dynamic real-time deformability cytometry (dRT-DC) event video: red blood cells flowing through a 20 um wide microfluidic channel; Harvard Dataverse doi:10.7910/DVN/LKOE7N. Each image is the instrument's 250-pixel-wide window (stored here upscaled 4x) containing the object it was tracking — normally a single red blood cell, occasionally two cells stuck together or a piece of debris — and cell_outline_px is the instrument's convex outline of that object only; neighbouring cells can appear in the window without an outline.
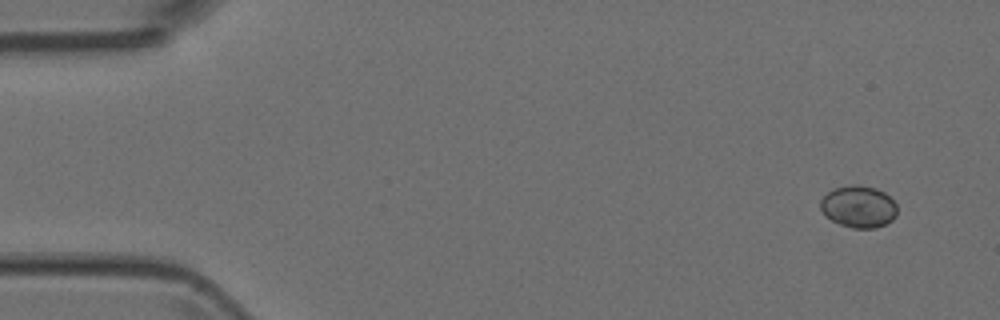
{"species": "Egyptian fruit bat (a non-hibernating species)", "species_latin": "Rousettus aegyptiacus", "temperature_condition": "room temperature", "stored_images_in_passage": 4, "camera_frame_rate_fps": 3000, "um_per_image_px": 0.085, "animal": {"sex": "female"}, "frame": {"image": 1, "passage_image": 1, "time_ms": 0.0, "image_size_px": [1000, 320], "cell_outline_px": [[896, 216], [892, 220], [876, 228], [852, 228], [840, 224], [832, 220], [820, 208], [820, 200], [832, 188], [852, 184], [860, 184], [876, 188], [884, 192], [896, 204]], "centroid_in_image_um": [72.98, 17.54], "position_along_channel_um": 12.0, "area_um2": 18.73}}
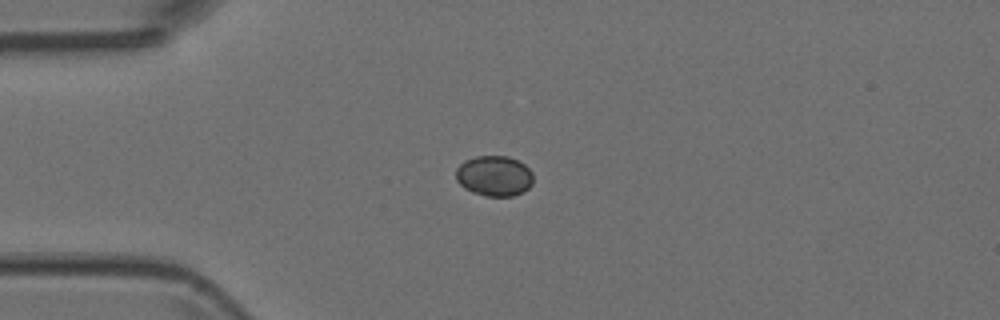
{"frame": {"image": 2, "passage_image": 3, "time_ms": 0.667, "image_size_px": [1000, 320], "cell_outline_px": [[532, 184], [524, 192], [512, 196], [484, 196], [472, 192], [464, 188], [456, 180], [456, 168], [464, 160], [476, 156], [508, 156], [524, 164], [532, 172]], "centroid_in_image_um": [41.99, 14.95], "position_along_channel_um": 43.0, "area_um2": 18.32}}